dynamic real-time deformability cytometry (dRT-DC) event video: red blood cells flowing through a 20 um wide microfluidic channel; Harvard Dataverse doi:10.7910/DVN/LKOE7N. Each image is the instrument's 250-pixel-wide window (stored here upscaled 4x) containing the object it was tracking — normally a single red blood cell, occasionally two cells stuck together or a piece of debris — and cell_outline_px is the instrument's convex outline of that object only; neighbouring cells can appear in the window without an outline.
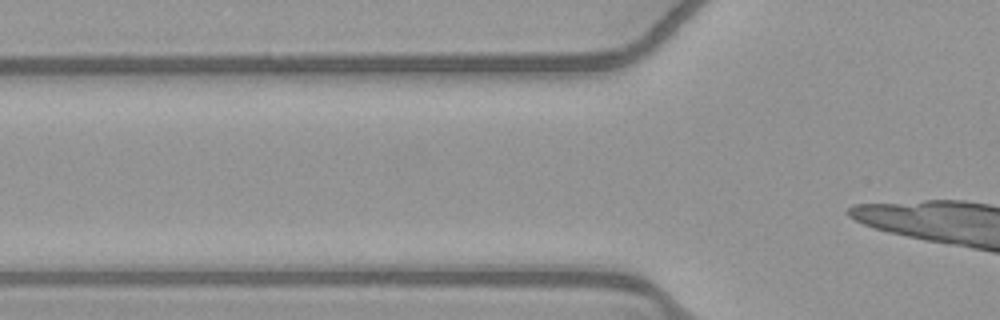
{"species": "common noctule bat (a hibernating species)", "species_latin": "Nyctalus noctula", "temperature_condition": "warm", "stored_images_in_passage": 6, "camera_frame_rate_fps": 3000, "um_per_image_px": 0.085, "animal": {"sex": "female", "body_mass_g": 21.9}, "frame": {"image": 1, "passage_image": 5, "time_ms": 1.333, "image_size_px": [1000, 320], "cell_outline_px": [[404, 284], [264, 284], [268, 280], [284, 272], [396, 272], [404, 280]], "centroid_in_image_um": [28.64, 23.65], "position_along_channel_um": 97.2, "area_um2": 11.16}}